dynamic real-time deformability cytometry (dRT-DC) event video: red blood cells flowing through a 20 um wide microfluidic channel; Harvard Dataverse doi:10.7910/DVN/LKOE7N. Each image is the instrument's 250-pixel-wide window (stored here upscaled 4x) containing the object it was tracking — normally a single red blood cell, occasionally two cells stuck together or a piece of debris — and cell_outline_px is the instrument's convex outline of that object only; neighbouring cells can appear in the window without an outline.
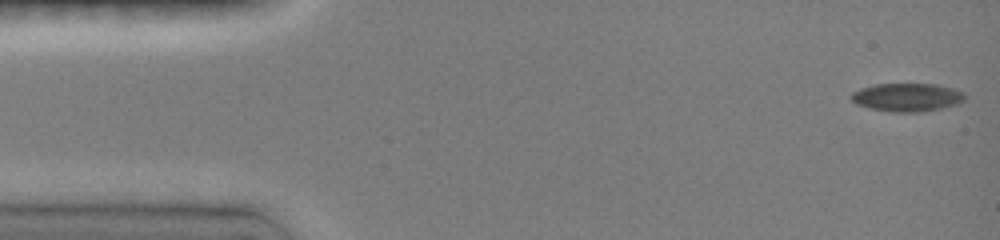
{"species": "common noctule bat (a hibernating species)", "species_latin": "Nyctalus noctula", "temperature_condition": "room temperature", "stored_images_in_passage": 47, "camera_frame_rate_fps": 3000, "um_per_image_px": 0.085, "animal": {"sex": "female", "body_mass_g": 19.0, "forearm_length_mm": 51.5}, "frame": {"image": 1, "passage_image": 1, "time_ms": 0.0, "image_size_px": [1000, 240], "cell_outline_px": [[964, 100], [956, 104], [940, 108], [920, 112], [896, 112], [872, 108], [856, 104], [852, 100], [852, 92], [860, 88], [876, 84], [936, 84], [952, 88], [964, 92]], "centroid_in_image_um": [77.1, 8.26], "position_along_channel_um": 7.9, "area_um2": 18.44}}
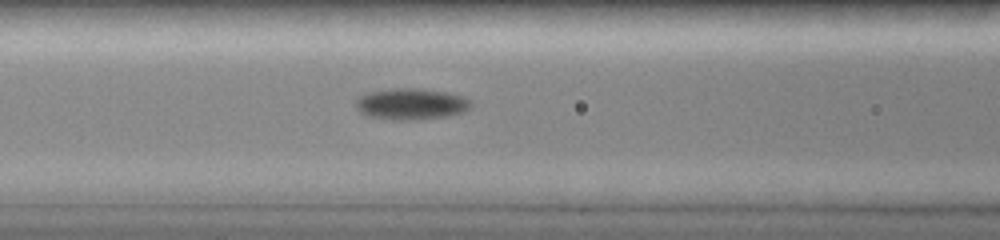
{"frame": {"image": 2, "passage_image": 19, "time_ms": 6.0, "image_size_px": [1000, 240], "cell_outline_px": [[472, 100], [468, 108], [464, 112], [448, 116], [416, 120], [384, 120], [368, 116], [360, 112], [356, 108], [356, 100], [360, 96], [372, 92], [396, 88], [412, 88], [444, 92], [460, 96]], "centroid_in_image_um": [34.92, 8.87], "position_along_channel_um": 131.7, "area_um2": 20.87}}
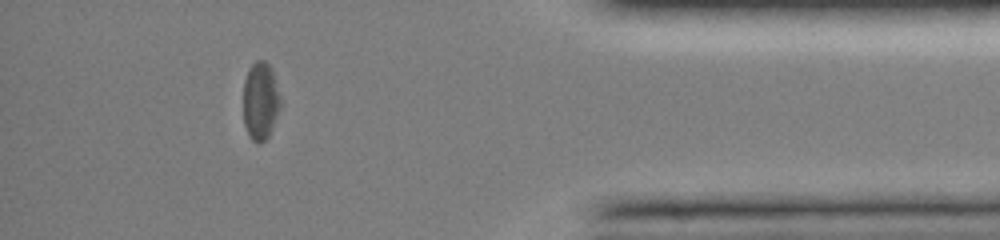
{"frame": {"image": 3, "passage_image": 42, "time_ms": 13.667, "image_size_px": [1000, 240], "cell_outline_px": [[280, 108], [268, 136], [260, 144], [256, 144], [248, 136], [244, 124], [244, 80], [252, 64], [256, 60], [264, 60], [272, 68], [280, 100]], "centroid_in_image_um": [22.13, 8.6], "position_along_channel_um": 413.1, "area_um2": 16.7}, "authors_computed_cell_mechanics": {"area_um2": 18.785, "velocity_mm_per_s": 4.0047, "shape_relaxation_time_tau1_ms": 2.3702, "shape_relaxation_time_tau2_ms": 10.1413, "deformation_change_tau1": 0.1084, "deformation_change_tau2": 0.1709}}